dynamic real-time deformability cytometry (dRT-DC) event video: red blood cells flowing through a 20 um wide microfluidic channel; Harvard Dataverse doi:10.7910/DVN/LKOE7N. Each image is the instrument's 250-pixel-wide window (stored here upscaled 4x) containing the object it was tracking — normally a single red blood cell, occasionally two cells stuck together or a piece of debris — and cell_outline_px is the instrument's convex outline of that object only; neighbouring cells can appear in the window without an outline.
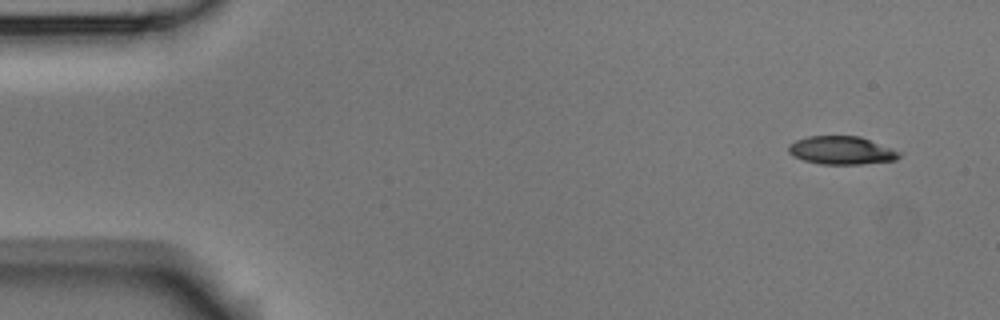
{"species": "Egyptian fruit bat (a non-hibernating species)", "species_latin": "Rousettus aegyptiacus", "temperature_condition": "room temperature", "stored_images_in_passage": 5, "camera_frame_rate_fps": 3000, "um_per_image_px": 0.085, "animal": {"sex": "male"}, "frame": {"image": 1, "passage_image": 1, "time_ms": 0.0, "image_size_px": [1000, 320], "cell_outline_px": [[904, 152], [896, 160], [860, 164], [820, 164], [804, 160], [792, 156], [788, 152], [788, 144], [796, 140], [808, 136], [860, 136]], "centroid_in_image_um": [71.55, 12.78], "position_along_channel_um": 13.5, "area_um2": 18.38}}
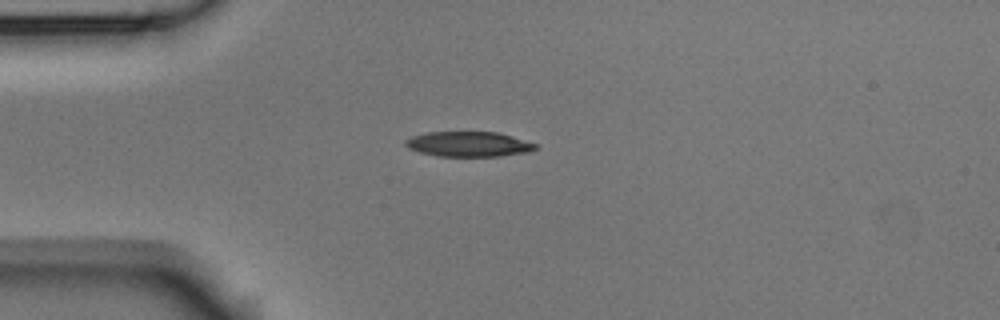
{"frame": {"image": 2, "passage_image": 4, "time_ms": 1.0, "image_size_px": [1000, 320], "cell_outline_px": [[536, 148], [528, 152], [500, 156], [436, 156], [420, 152], [408, 148], [404, 144], [404, 140], [412, 136], [428, 132], [496, 132], [512, 136], [536, 144]], "centroid_in_image_um": [39.79, 12.25], "position_along_channel_um": 45.2, "area_um2": 18.9}}
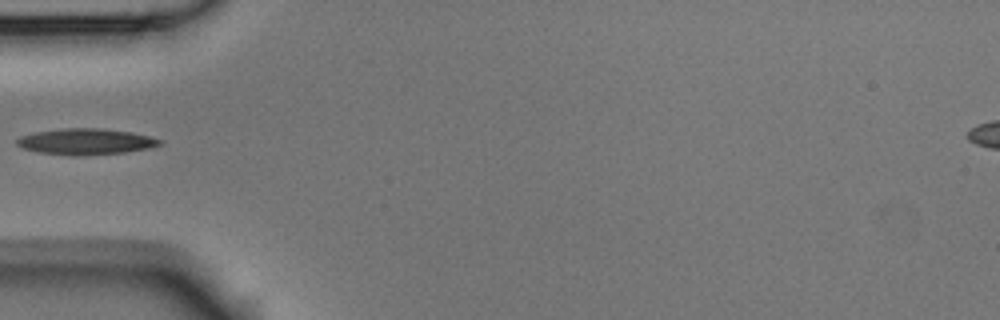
{"frame": {"image": 3, "passage_image": 5, "time_ms": 1.333, "image_size_px": [1000, 320], "cell_outline_px": [[164, 140], [160, 144], [148, 148], [124, 152], [76, 156], [40, 152], [24, 148], [16, 144], [16, 140], [20, 136], [36, 132], [64, 128], [104, 128], [132, 132]], "centroid_in_image_um": [7.3, 12.02], "position_along_channel_um": 77.7, "area_um2": 21.5}}